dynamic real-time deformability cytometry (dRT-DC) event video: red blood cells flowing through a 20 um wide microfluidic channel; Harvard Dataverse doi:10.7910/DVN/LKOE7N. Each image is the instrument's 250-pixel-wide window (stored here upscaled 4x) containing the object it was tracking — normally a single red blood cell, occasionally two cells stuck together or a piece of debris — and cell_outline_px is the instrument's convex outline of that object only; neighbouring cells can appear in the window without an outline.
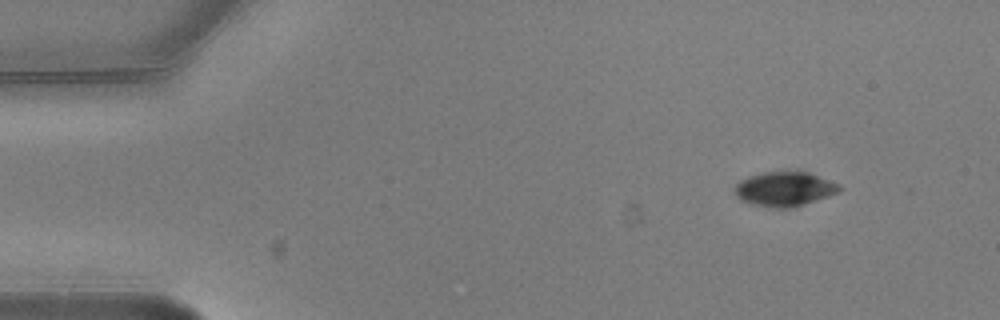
{"species": "common noctule bat (a hibernating species)", "species_latin": "Nyctalus noctula", "temperature_condition": "warm", "stored_images_in_passage": 3, "camera_frame_rate_fps": 3000, "um_per_image_px": 0.085, "animal": {"sex": "male", "body_mass_g": 20.5, "forearm_length_mm": 52.5}, "frame": {"image": 1, "passage_image": 1, "time_ms": 0.0, "image_size_px": [1000, 320], "cell_outline_px": [[844, 188], [840, 192], [796, 208], [772, 208], [752, 204], [740, 200], [732, 192], [732, 188], [740, 180], [748, 176], [764, 172], [796, 168], [808, 172], [840, 184]], "centroid_in_image_um": [66.69, 16.04], "position_along_channel_um": 18.3, "area_um2": 22.14}}
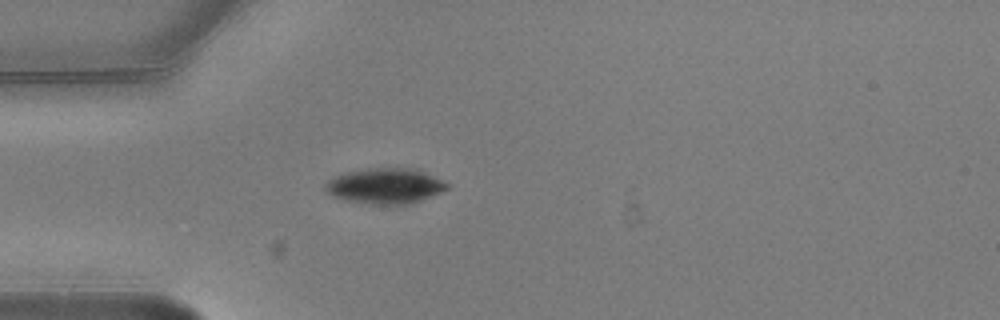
{"frame": {"image": 2, "passage_image": 3, "time_ms": 0.667, "image_size_px": [1000, 320], "cell_outline_px": [[448, 188], [440, 192], [420, 200], [408, 204], [372, 204], [348, 200], [332, 196], [324, 188], [324, 184], [328, 180], [344, 172], [364, 168], [416, 168], [448, 184]], "centroid_in_image_um": [32.69, 15.79], "position_along_channel_um": 52.3, "area_um2": 24.91}}